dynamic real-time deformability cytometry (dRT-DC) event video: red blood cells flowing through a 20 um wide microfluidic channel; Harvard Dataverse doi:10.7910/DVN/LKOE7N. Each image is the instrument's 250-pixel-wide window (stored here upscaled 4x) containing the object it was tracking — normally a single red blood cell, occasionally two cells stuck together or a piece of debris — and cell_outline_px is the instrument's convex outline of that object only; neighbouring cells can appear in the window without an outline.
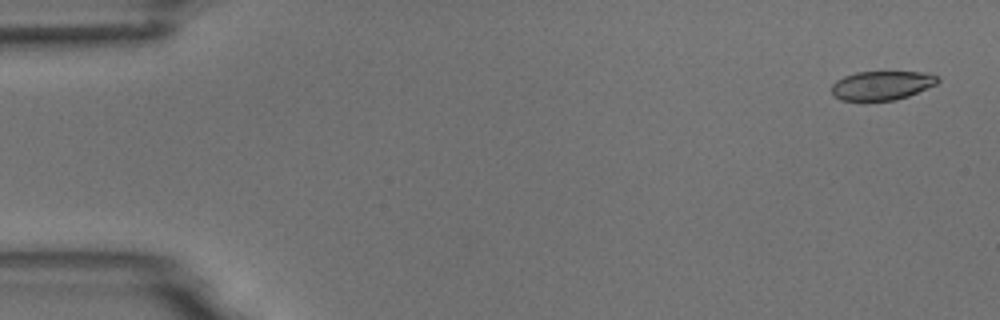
{"species": "common noctule bat (a hibernating species)", "species_latin": "Nyctalus noctula", "temperature_condition": "room temperature", "stored_images_in_passage": 5, "camera_frame_rate_fps": 3000, "um_per_image_px": 0.085, "animal": {"sex": "male", "body_mass_g": 18.8}, "frame": {"image": 1, "passage_image": 1, "time_ms": 0.0, "image_size_px": [1000, 320], "cell_outline_px": [[940, 80], [936, 84], [908, 96], [896, 100], [840, 100], [832, 92], [832, 84], [836, 80], [844, 76], [856, 72], [928, 72], [936, 76]], "centroid_in_image_um": [74.96, 7.25], "position_along_channel_um": 10.0, "area_um2": 17.8}}
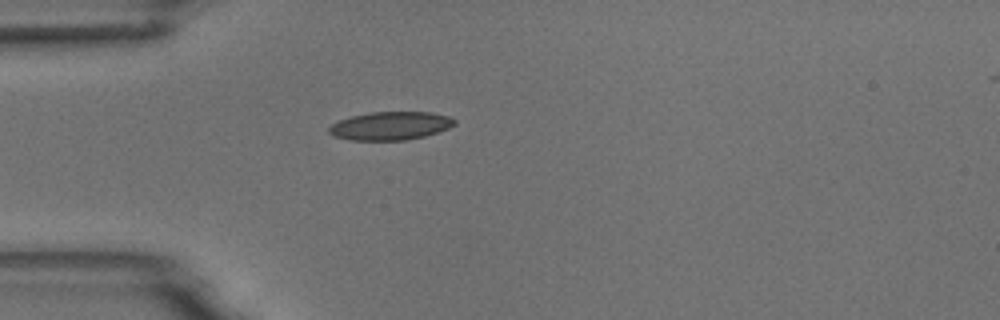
{"frame": {"image": 2, "passage_image": 5, "time_ms": 4.333, "image_size_px": [1000, 320], "cell_outline_px": [[456, 124], [448, 128], [424, 136], [408, 140], [348, 140], [332, 136], [328, 132], [328, 128], [332, 124], [340, 120], [352, 116], [368, 112], [432, 112], [448, 116], [456, 120]], "centroid_in_image_um": [33.16, 10.7], "position_along_channel_um": 51.8, "area_um2": 20.75}}